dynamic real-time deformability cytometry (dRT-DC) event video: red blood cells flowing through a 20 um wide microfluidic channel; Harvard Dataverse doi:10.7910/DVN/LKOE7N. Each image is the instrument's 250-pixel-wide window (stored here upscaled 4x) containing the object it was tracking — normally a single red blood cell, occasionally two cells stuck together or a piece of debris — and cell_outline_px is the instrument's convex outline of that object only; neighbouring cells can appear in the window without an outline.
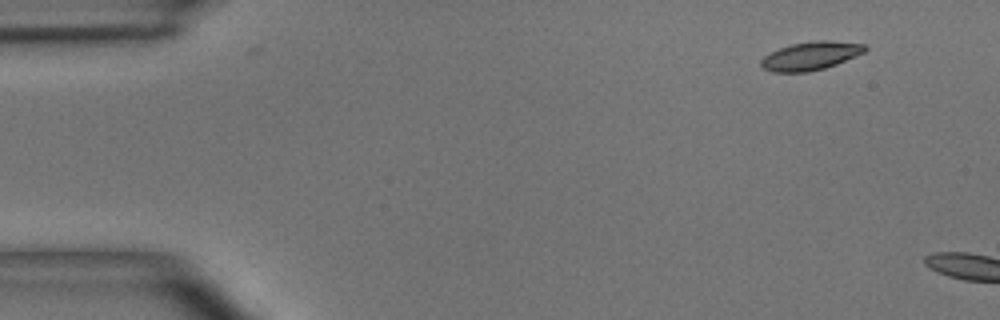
{"species": "common noctule bat (a hibernating species)", "species_latin": "Nyctalus noctula", "temperature_condition": "room temperature", "stored_images_in_passage": 4, "camera_frame_rate_fps": 3000, "um_per_image_px": 0.085, "animal": {"sex": "male", "body_mass_g": 15.6}, "frame": {"image": 1, "passage_image": 1, "time_ms": 0.0, "image_size_px": [1000, 320], "cell_outline_px": [[868, 48], [864, 52], [856, 56], [836, 64], [824, 68], [808, 72], [772, 72], [764, 68], [760, 64], [760, 60], [764, 56], [780, 48], [792, 44], [820, 40], [828, 40], [864, 44]], "centroid_in_image_um": [68.91, 4.75], "position_along_channel_um": 16.1, "area_um2": 16.99}}